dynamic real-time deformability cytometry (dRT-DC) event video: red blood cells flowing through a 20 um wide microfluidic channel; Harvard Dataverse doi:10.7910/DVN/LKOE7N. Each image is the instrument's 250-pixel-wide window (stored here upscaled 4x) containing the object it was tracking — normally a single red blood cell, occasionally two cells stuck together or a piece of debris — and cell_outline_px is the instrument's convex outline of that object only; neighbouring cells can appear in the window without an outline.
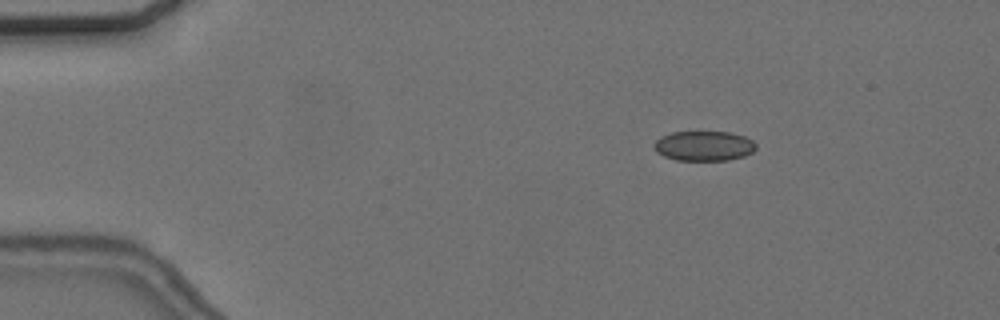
{"species": "common noctule bat (a hibernating species)", "species_latin": "Nyctalus noctula", "temperature_condition": "cold", "stored_images_in_passage": 48, "camera_frame_rate_fps": 3000, "um_per_image_px": 0.085, "animal": {"sex": "female", "body_mass_g": 24.6, "forearm_length_mm": 56.2}, "frame": {"image": 1, "passage_image": 1, "time_ms": 0.0, "image_size_px": [1000, 320], "cell_outline_px": [[756, 148], [752, 152], [744, 156], [728, 160], [676, 160], [664, 156], [656, 152], [652, 144], [660, 136], [672, 132], [732, 132], [744, 136], [752, 140], [756, 144]], "centroid_in_image_um": [59.81, 12.4], "position_along_channel_um": 25.2, "area_um2": 17.86}}
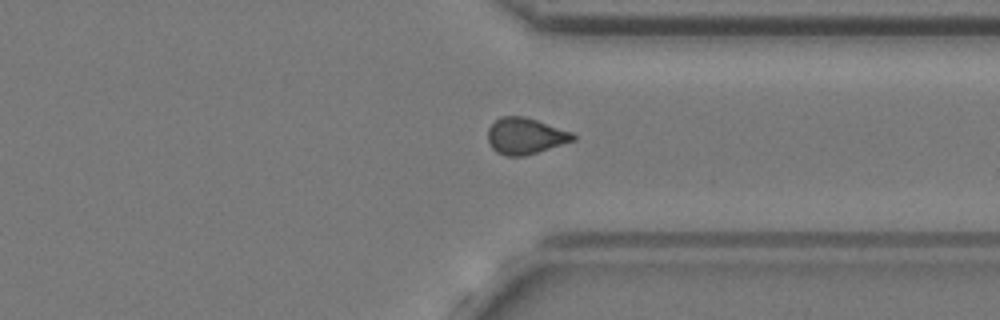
{"frame": {"image": 2, "passage_image": 35, "time_ms": 11.333, "image_size_px": [1000, 320], "cell_outline_px": [[576, 140], [524, 156], [508, 156], [496, 152], [492, 148], [488, 140], [488, 128], [500, 116], [524, 116], [572, 132], [576, 136]], "centroid_in_image_um": [44.65, 11.56], "position_along_channel_um": 366.8, "area_um2": 17.92}}
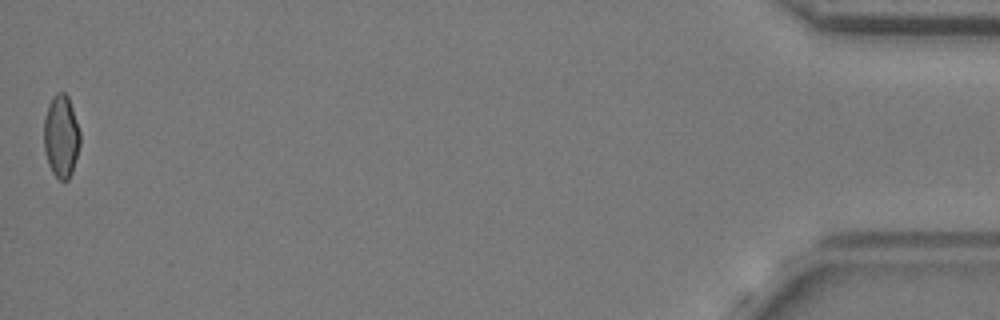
{"frame": {"image": 3, "passage_image": 48, "time_ms": 15.667, "image_size_px": [1000, 320], "cell_outline_px": [[80, 144], [72, 172], [68, 180], [60, 180], [52, 172], [48, 164], [44, 148], [44, 116], [48, 104], [52, 96], [56, 92], [64, 92], [68, 96], [80, 132]], "centroid_in_image_um": [5.19, 11.56], "position_along_channel_um": 430.0, "area_um2": 17.46}, "authors_computed_cell_mechanics": {"area_um2": 17.8313, "velocity_mm_per_s": 3.6653, "shape_relaxation_time_tau1_ms": null, "shape_relaxation_time_tau2_ms": 2.9846, "deformation_change_tau1": null, "deformation_change_tau2": 0.0597}}